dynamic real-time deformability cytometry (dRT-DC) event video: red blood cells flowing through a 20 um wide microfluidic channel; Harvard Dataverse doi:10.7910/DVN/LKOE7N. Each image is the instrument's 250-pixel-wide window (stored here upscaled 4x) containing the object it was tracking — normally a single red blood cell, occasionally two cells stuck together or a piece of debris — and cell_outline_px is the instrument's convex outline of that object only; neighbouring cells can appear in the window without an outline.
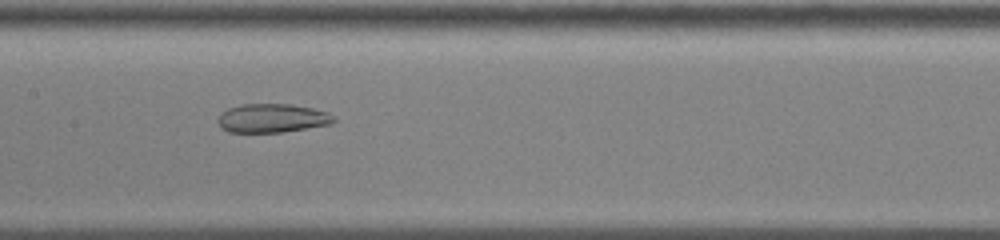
{"species": "common noctule bat (a hibernating species)", "species_latin": "Nyctalus noctula", "temperature_condition": "cold", "stored_images_in_passage": 59, "camera_frame_rate_fps": 3000, "um_per_image_px": 0.085, "animal": {"sex": "male", "body_mass_g": 13.0, "forearm_length_mm": 53.1}, "frame": {"image": 1, "passage_image": 31, "time_ms": 10.0, "image_size_px": [1000, 240], "cell_outline_px": [[336, 120], [332, 124], [284, 132], [228, 132], [220, 128], [216, 120], [220, 112], [228, 108], [244, 104], [292, 104], [312, 108], [328, 112]], "centroid_in_image_um": [23.1, 10.05], "position_along_channel_um": 184.3, "area_um2": 19.65}}
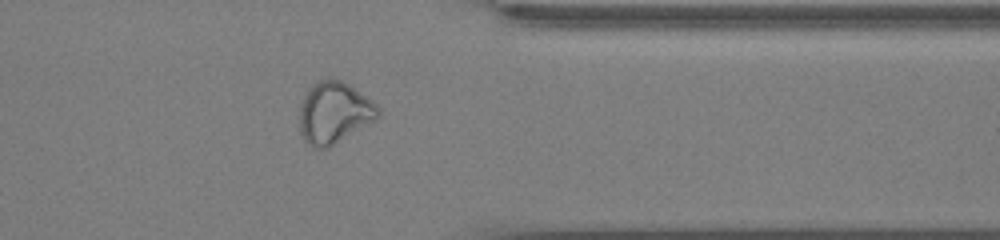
{"frame": {"image": 2, "passage_image": 48, "time_ms": 15.667, "image_size_px": [1000, 240], "cell_outline_px": [[380, 116], [376, 120], [328, 148], [312, 148], [304, 140], [300, 132], [300, 104], [304, 92], [316, 80], [340, 80], [348, 84], [372, 100], [380, 108]], "centroid_in_image_um": [28.39, 9.59], "position_along_channel_um": 383.0, "area_um2": 28.38}}
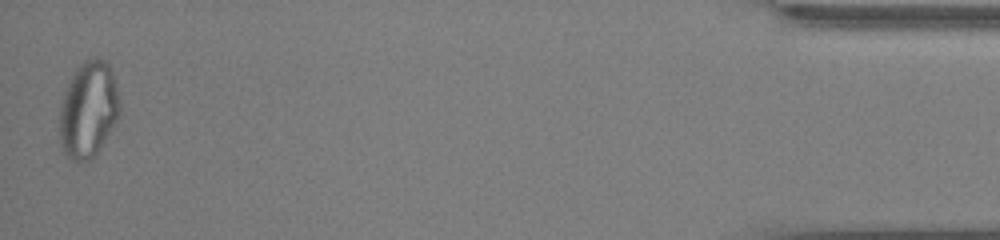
{"frame": {"image": 3, "passage_image": 58, "time_ms": 19.0, "image_size_px": [1000, 240], "cell_outline_px": [[120, 116], [116, 124], [96, 156], [84, 164], [76, 164], [68, 160], [60, 144], [60, 108], [64, 92], [72, 76], [80, 64], [84, 60], [92, 56], [100, 56], [108, 64], [120, 100]], "centroid_in_image_um": [7.52, 9.4], "position_along_channel_um": 427.7, "area_um2": 34.45}, "authors_computed_cell_mechanics": {"area_um2": 28.8422, "velocity_mm_per_s": 3.6051, "shape_relaxation_time_tau1_ms": null, "shape_relaxation_time_tau2_ms": 1.912, "deformation_change_tau1": null, "deformation_change_tau2": 0.0825}}